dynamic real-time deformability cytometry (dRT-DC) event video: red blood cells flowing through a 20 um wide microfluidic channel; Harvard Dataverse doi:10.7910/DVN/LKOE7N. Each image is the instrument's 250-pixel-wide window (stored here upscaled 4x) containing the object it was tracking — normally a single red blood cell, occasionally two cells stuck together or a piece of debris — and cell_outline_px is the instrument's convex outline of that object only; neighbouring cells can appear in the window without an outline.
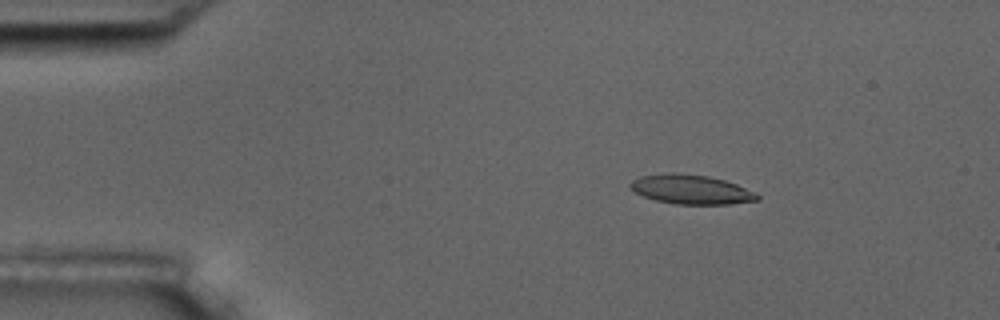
{"species": "common noctule bat (a hibernating species)", "species_latin": "Nyctalus noctula", "temperature_condition": "room temperature", "stored_images_in_passage": 3, "camera_frame_rate_fps": 3000, "um_per_image_px": 0.085, "animal": {"sex": "male", "body_mass_g": 17.5, "forearm_length_mm": 52.3}, "frame": {"image": 1, "passage_image": 1, "time_ms": 0.0, "image_size_px": [1000, 320], "cell_outline_px": [[760, 200], [728, 204], [676, 204], [656, 200], [644, 196], [628, 188], [628, 184], [632, 180], [640, 176], [672, 172], [676, 172], [708, 176], [724, 180], [736, 184], [756, 192], [760, 196]], "centroid_in_image_um": [58.74, 16.1], "position_along_channel_um": 26.3, "area_um2": 21.79}}